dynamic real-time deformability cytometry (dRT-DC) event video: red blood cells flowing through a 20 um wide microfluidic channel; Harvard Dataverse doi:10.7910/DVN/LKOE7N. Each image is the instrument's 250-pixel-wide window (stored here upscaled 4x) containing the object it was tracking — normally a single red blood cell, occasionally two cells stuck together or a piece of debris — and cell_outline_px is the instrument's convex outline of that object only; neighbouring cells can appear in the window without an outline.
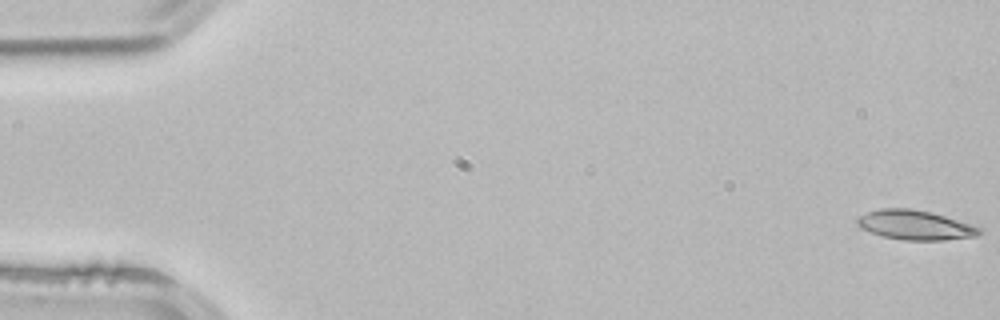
{"species": "common noctule bat (a hibernating species)", "species_latin": "Nyctalus noctula", "temperature_condition": "room temperature", "stored_images_in_passage": 27, "camera_frame_rate_fps": 3000, "um_per_image_px": 0.085, "animal": {"sex": "male", "body_mass_g": 21.5, "forearm_length_mm": 52.0}, "frame": {"image": 1, "passage_image": 1, "time_ms": 0.0, "image_size_px": [1000, 320], "cell_outline_px": [[984, 232], [976, 236], [944, 240], [904, 240], [884, 236], [860, 228], [856, 224], [856, 220], [860, 216], [868, 212], [880, 208], [908, 208], [932, 212], [984, 228]], "centroid_in_image_um": [77.83, 19.12], "position_along_channel_um": 7.2, "area_um2": 21.04}}
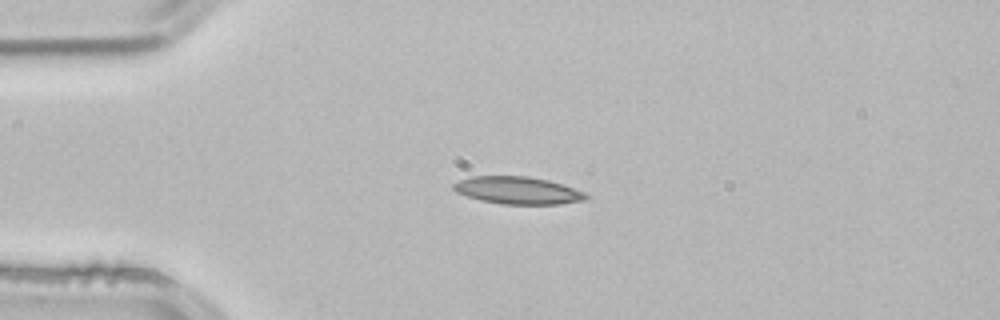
{"frame": {"image": 2, "passage_image": 13, "time_ms": 4.0, "image_size_px": [1000, 320], "cell_outline_px": [[588, 200], [560, 204], [500, 204], [480, 200], [456, 192], [452, 188], [452, 184], [460, 180], [472, 176], [528, 176], [548, 180], [584, 192], [588, 196]], "centroid_in_image_um": [44.0, 16.19], "position_along_channel_um": 41.0, "area_um2": 21.1}}
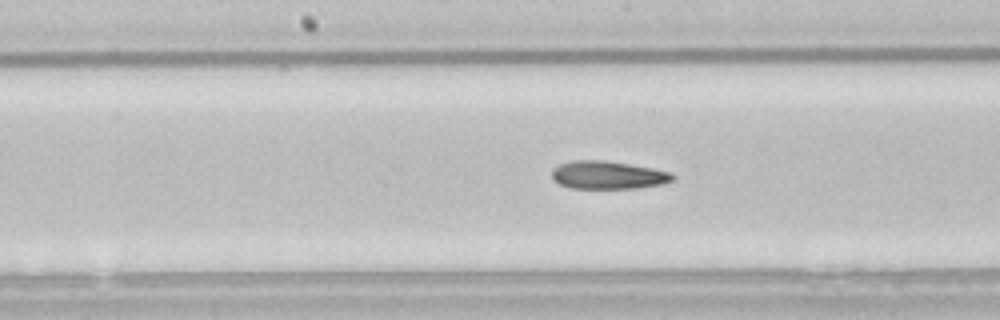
{"frame": {"image": 3, "passage_image": 27, "time_ms": 8.667, "image_size_px": [1000, 320], "cell_outline_px": [[676, 180], [664, 184], [636, 188], [568, 188], [552, 180], [552, 168], [560, 164], [572, 160], [604, 160], [652, 168], [672, 172], [676, 176]], "centroid_in_image_um": [51.7, 14.88], "position_along_channel_um": 196.5, "area_um2": 19.94}}